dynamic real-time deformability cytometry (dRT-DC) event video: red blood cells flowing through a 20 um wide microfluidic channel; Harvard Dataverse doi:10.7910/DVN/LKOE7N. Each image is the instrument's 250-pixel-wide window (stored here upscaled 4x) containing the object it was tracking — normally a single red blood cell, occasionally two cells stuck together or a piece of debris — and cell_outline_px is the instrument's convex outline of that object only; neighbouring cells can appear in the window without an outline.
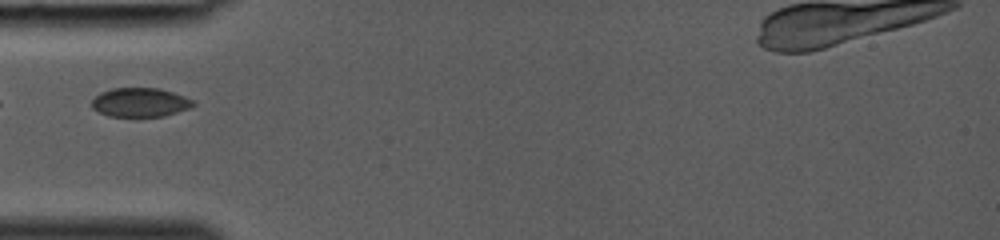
{"species": "common noctule bat (a hibernating species)", "species_latin": "Nyctalus noctula", "temperature_condition": "room temperature", "stored_images_in_passage": 6, "camera_frame_rate_fps": 3000, "um_per_image_px": 0.085, "animal": {"sex": "female", "body_mass_g": 19.0, "forearm_length_mm": 53.3}, "frame": {"image": 1, "passage_image": 4, "time_ms": 1.0, "image_size_px": [1000, 240], "cell_outline_px": [[196, 104], [188, 108], [164, 116], [108, 116], [92, 108], [92, 100], [100, 92], [112, 88], [160, 88], [184, 96], [192, 100]], "centroid_in_image_um": [11.89, 8.69], "position_along_channel_um": 73.1, "area_um2": 16.99}}
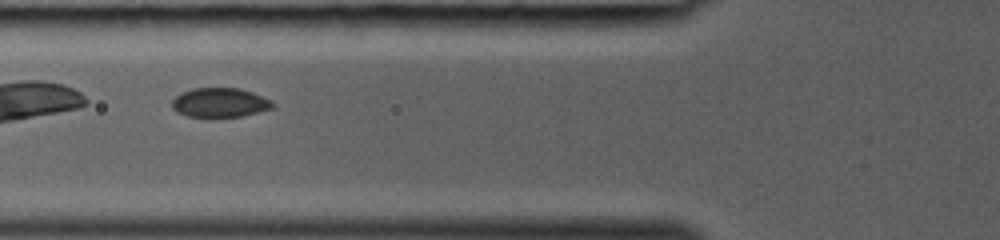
{"frame": {"image": 2, "passage_image": 5, "time_ms": 1.333, "image_size_px": [1000, 240], "cell_outline_px": [[276, 108], [240, 116], [212, 120], [188, 116], [176, 112], [172, 108], [172, 100], [180, 92], [192, 88], [236, 88], [252, 92], [272, 100], [276, 104]], "centroid_in_image_um": [18.68, 8.76], "position_along_channel_um": 107.1, "area_um2": 17.98}}
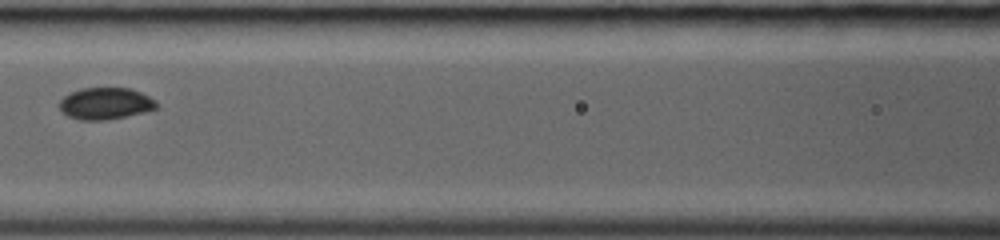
{"frame": {"image": 3, "passage_image": 6, "time_ms": 1.667, "image_size_px": [1000, 240], "cell_outline_px": [[156, 108], [144, 112], [104, 120], [80, 120], [68, 116], [60, 108], [60, 100], [64, 96], [80, 88], [128, 88], [140, 92], [156, 100]], "centroid_in_image_um": [8.95, 8.79], "position_along_channel_um": 157.7, "area_um2": 17.69}}